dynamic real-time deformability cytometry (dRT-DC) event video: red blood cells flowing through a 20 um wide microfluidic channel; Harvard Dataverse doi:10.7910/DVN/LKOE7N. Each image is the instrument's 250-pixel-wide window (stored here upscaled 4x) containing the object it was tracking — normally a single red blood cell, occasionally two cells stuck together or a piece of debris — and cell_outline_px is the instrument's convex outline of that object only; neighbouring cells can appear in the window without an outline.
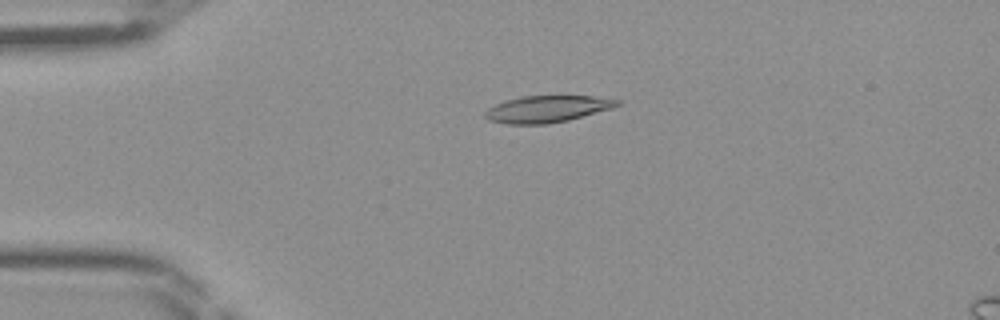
{"species": "Egyptian fruit bat (a non-hibernating species)", "species_latin": "Rousettus aegyptiacus", "temperature_condition": "room temperature", "stored_images_in_passage": 46, "camera_frame_rate_fps": 3000, "um_per_image_px": 0.085, "frame": {"image": 1, "passage_image": 11, "time_ms": 3.333, "image_size_px": [1000, 320], "cell_outline_px": [[624, 100], [620, 104], [612, 108], [568, 120], [548, 124], [508, 124], [488, 120], [484, 116], [484, 112], [488, 108], [496, 104], [508, 100], [524, 96], [592, 96]], "centroid_in_image_um": [46.52, 9.26], "position_along_channel_um": 38.5, "area_um2": 20.52}}
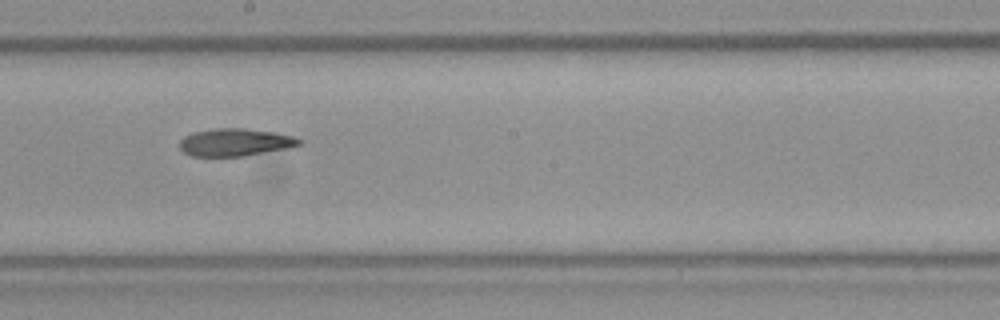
{"frame": {"image": 2, "passage_image": 26, "time_ms": 8.333, "image_size_px": [1000, 320], "cell_outline_px": [[304, 144], [288, 148], [240, 156], [192, 156], [184, 152], [180, 148], [180, 140], [184, 136], [192, 132], [216, 128], [244, 128], [276, 132], [292, 136], [304, 140]], "centroid_in_image_um": [20.01, 12.08], "position_along_channel_um": 228.2, "area_um2": 19.25}}
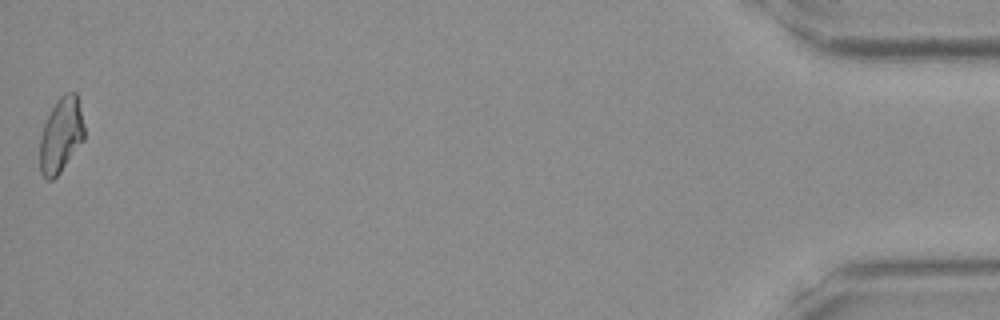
{"frame": {"image": 3, "passage_image": 46, "time_ms": 15.0, "image_size_px": [1000, 320], "cell_outline_px": [[84, 140], [60, 172], [52, 180], [48, 180], [40, 172], [40, 136], [44, 124], [56, 100], [64, 92], [76, 92], [84, 124]], "centroid_in_image_um": [5.19, 11.47], "position_along_channel_um": 430.0, "area_um2": 19.36}}